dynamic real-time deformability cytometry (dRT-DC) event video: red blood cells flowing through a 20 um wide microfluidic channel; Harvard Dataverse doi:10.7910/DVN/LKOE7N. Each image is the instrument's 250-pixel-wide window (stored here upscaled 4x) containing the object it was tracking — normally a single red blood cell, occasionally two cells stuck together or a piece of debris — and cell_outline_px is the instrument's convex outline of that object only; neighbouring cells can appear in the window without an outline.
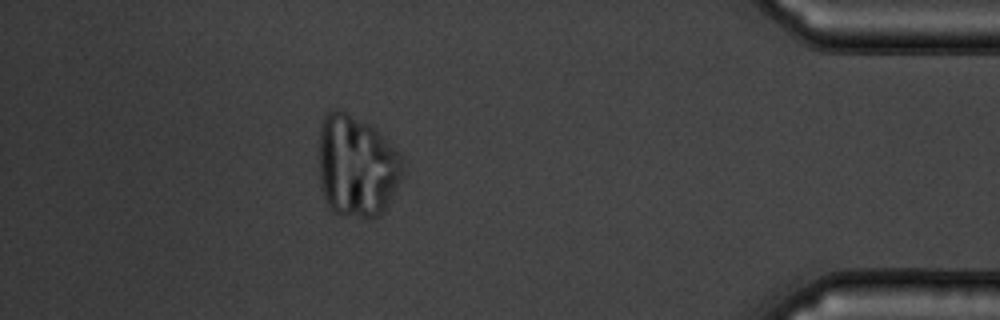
{"species": "common noctule bat (a hibernating species)", "species_latin": "Nyctalus noctula", "temperature_condition": "warm", "stored_images_in_passage": 54, "camera_frame_rate_fps": 3000, "um_per_image_px": 0.085, "animal": {"sex": "male", "body_mass_g": 19.5, "forearm_length_mm": 54.6}, "frame": {"image": 1, "passage_image": 48, "time_ms": 15.667, "image_size_px": [1000, 320], "cell_outline_px": [[404, 172], [400, 180], [380, 216], [372, 220], [364, 220], [344, 216], [332, 212], [328, 208], [320, 184], [320, 124], [324, 116], [328, 112], [336, 108], [372, 124], [400, 152], [404, 164]], "centroid_in_image_um": [30.33, 14.15], "position_along_channel_um": 404.9, "area_um2": 50.69}}